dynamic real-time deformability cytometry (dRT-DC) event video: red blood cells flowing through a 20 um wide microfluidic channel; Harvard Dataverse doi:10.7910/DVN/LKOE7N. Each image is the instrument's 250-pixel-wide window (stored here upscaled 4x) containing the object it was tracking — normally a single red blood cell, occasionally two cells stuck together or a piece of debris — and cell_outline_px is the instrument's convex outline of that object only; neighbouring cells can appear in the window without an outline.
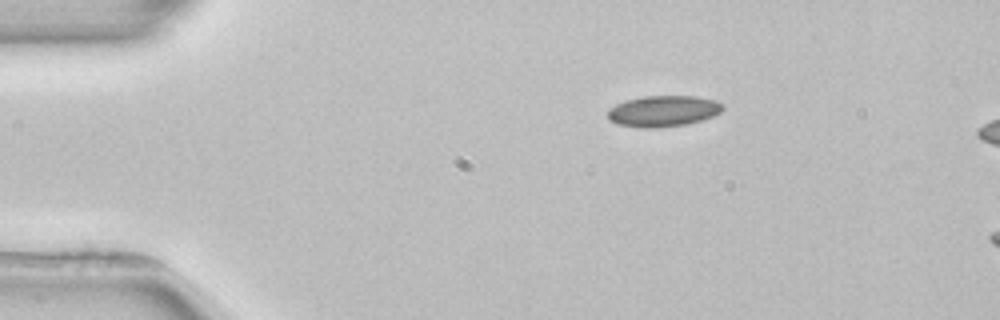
{"species": "common noctule bat (a hibernating species)", "species_latin": "Nyctalus noctula", "temperature_condition": "room temperature", "stored_images_in_passage": 3, "camera_frame_rate_fps": 3000, "um_per_image_px": 0.085, "animal": {"sex": "female", "body_mass_g": 22.7, "forearm_length_mm": 54.2}, "frame": {"image": 1, "passage_image": 1, "time_ms": 0.0, "image_size_px": [1000, 320], "cell_outline_px": [[724, 108], [720, 112], [712, 116], [700, 120], [684, 124], [656, 128], [640, 128], [616, 124], [608, 120], [608, 108], [624, 100], [644, 96], [696, 96], [716, 100], [724, 104]], "centroid_in_image_um": [56.34, 9.43], "position_along_channel_um": 28.7, "area_um2": 20.98}}